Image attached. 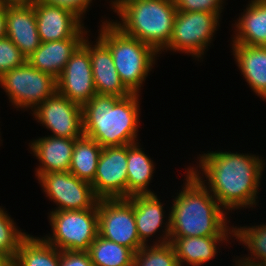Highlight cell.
<instances>
[{
	"label": "cell",
	"instance_id": "1",
	"mask_svg": "<svg viewBox=\"0 0 266 266\" xmlns=\"http://www.w3.org/2000/svg\"><path fill=\"white\" fill-rule=\"evenodd\" d=\"M199 156V166H189L188 170L209 190L227 213L242 207H256L265 168V160H262L261 156L231 151H208ZM205 178L207 180H204Z\"/></svg>",
	"mask_w": 266,
	"mask_h": 266
},
{
	"label": "cell",
	"instance_id": "2",
	"mask_svg": "<svg viewBox=\"0 0 266 266\" xmlns=\"http://www.w3.org/2000/svg\"><path fill=\"white\" fill-rule=\"evenodd\" d=\"M186 171V182L167 214L170 237L233 236L227 212L209 190L188 169Z\"/></svg>",
	"mask_w": 266,
	"mask_h": 266
},
{
	"label": "cell",
	"instance_id": "3",
	"mask_svg": "<svg viewBox=\"0 0 266 266\" xmlns=\"http://www.w3.org/2000/svg\"><path fill=\"white\" fill-rule=\"evenodd\" d=\"M140 94L119 98L94 95L82 106L84 135L102 148L129 145L138 141Z\"/></svg>",
	"mask_w": 266,
	"mask_h": 266
},
{
	"label": "cell",
	"instance_id": "4",
	"mask_svg": "<svg viewBox=\"0 0 266 266\" xmlns=\"http://www.w3.org/2000/svg\"><path fill=\"white\" fill-rule=\"evenodd\" d=\"M119 20L112 23L124 34L151 46L159 55L169 44L176 7L174 0H112Z\"/></svg>",
	"mask_w": 266,
	"mask_h": 266
},
{
	"label": "cell",
	"instance_id": "5",
	"mask_svg": "<svg viewBox=\"0 0 266 266\" xmlns=\"http://www.w3.org/2000/svg\"><path fill=\"white\" fill-rule=\"evenodd\" d=\"M112 21L102 22L98 37L109 47L124 86L131 93L139 94L158 53L137 38L124 34Z\"/></svg>",
	"mask_w": 266,
	"mask_h": 266
},
{
	"label": "cell",
	"instance_id": "6",
	"mask_svg": "<svg viewBox=\"0 0 266 266\" xmlns=\"http://www.w3.org/2000/svg\"><path fill=\"white\" fill-rule=\"evenodd\" d=\"M52 234L43 239L60 251L88 252L98 235L97 203L86 210L50 211Z\"/></svg>",
	"mask_w": 266,
	"mask_h": 266
},
{
	"label": "cell",
	"instance_id": "7",
	"mask_svg": "<svg viewBox=\"0 0 266 266\" xmlns=\"http://www.w3.org/2000/svg\"><path fill=\"white\" fill-rule=\"evenodd\" d=\"M0 86L14 108L23 110H34L57 91L56 79L35 69L28 61L4 72L0 76Z\"/></svg>",
	"mask_w": 266,
	"mask_h": 266
},
{
	"label": "cell",
	"instance_id": "8",
	"mask_svg": "<svg viewBox=\"0 0 266 266\" xmlns=\"http://www.w3.org/2000/svg\"><path fill=\"white\" fill-rule=\"evenodd\" d=\"M221 13L177 11L169 44L164 49L203 59L219 24Z\"/></svg>",
	"mask_w": 266,
	"mask_h": 266
},
{
	"label": "cell",
	"instance_id": "9",
	"mask_svg": "<svg viewBox=\"0 0 266 266\" xmlns=\"http://www.w3.org/2000/svg\"><path fill=\"white\" fill-rule=\"evenodd\" d=\"M98 234L130 248L136 253L144 244L140 241L134 217V206L127 198L98 199Z\"/></svg>",
	"mask_w": 266,
	"mask_h": 266
},
{
	"label": "cell",
	"instance_id": "10",
	"mask_svg": "<svg viewBox=\"0 0 266 266\" xmlns=\"http://www.w3.org/2000/svg\"><path fill=\"white\" fill-rule=\"evenodd\" d=\"M46 197L57 204L53 211L91 209L98 201L92 185L71 172H49L37 179Z\"/></svg>",
	"mask_w": 266,
	"mask_h": 266
},
{
	"label": "cell",
	"instance_id": "11",
	"mask_svg": "<svg viewBox=\"0 0 266 266\" xmlns=\"http://www.w3.org/2000/svg\"><path fill=\"white\" fill-rule=\"evenodd\" d=\"M32 112L37 122L52 131L50 136L78 139L84 135L82 106L57 91Z\"/></svg>",
	"mask_w": 266,
	"mask_h": 266
},
{
	"label": "cell",
	"instance_id": "12",
	"mask_svg": "<svg viewBox=\"0 0 266 266\" xmlns=\"http://www.w3.org/2000/svg\"><path fill=\"white\" fill-rule=\"evenodd\" d=\"M91 185L98 199L127 198V145L102 149Z\"/></svg>",
	"mask_w": 266,
	"mask_h": 266
},
{
	"label": "cell",
	"instance_id": "13",
	"mask_svg": "<svg viewBox=\"0 0 266 266\" xmlns=\"http://www.w3.org/2000/svg\"><path fill=\"white\" fill-rule=\"evenodd\" d=\"M57 92L83 106L96 95L89 51L81 44L56 79Z\"/></svg>",
	"mask_w": 266,
	"mask_h": 266
},
{
	"label": "cell",
	"instance_id": "14",
	"mask_svg": "<svg viewBox=\"0 0 266 266\" xmlns=\"http://www.w3.org/2000/svg\"><path fill=\"white\" fill-rule=\"evenodd\" d=\"M41 42L65 39H84L88 31L82 21L62 7L31 0Z\"/></svg>",
	"mask_w": 266,
	"mask_h": 266
},
{
	"label": "cell",
	"instance_id": "15",
	"mask_svg": "<svg viewBox=\"0 0 266 266\" xmlns=\"http://www.w3.org/2000/svg\"><path fill=\"white\" fill-rule=\"evenodd\" d=\"M95 42L93 45L85 37L82 45L89 51L96 93L119 98L129 96L131 92L120 80L109 47L99 37Z\"/></svg>",
	"mask_w": 266,
	"mask_h": 266
},
{
	"label": "cell",
	"instance_id": "16",
	"mask_svg": "<svg viewBox=\"0 0 266 266\" xmlns=\"http://www.w3.org/2000/svg\"><path fill=\"white\" fill-rule=\"evenodd\" d=\"M6 37L27 59L41 44L34 6L29 3H6Z\"/></svg>",
	"mask_w": 266,
	"mask_h": 266
},
{
	"label": "cell",
	"instance_id": "17",
	"mask_svg": "<svg viewBox=\"0 0 266 266\" xmlns=\"http://www.w3.org/2000/svg\"><path fill=\"white\" fill-rule=\"evenodd\" d=\"M158 198L157 194L133 195L127 198L134 206L138 236L144 245L148 244V237H153L160 227L164 228L163 233L158 237V241H153V244L170 242V217L166 218V221L164 220L166 217L164 216V205Z\"/></svg>",
	"mask_w": 266,
	"mask_h": 266
},
{
	"label": "cell",
	"instance_id": "18",
	"mask_svg": "<svg viewBox=\"0 0 266 266\" xmlns=\"http://www.w3.org/2000/svg\"><path fill=\"white\" fill-rule=\"evenodd\" d=\"M75 139L54 137L48 135L36 138L29 143L31 151L39 164L36 177L49 172H68L73 154Z\"/></svg>",
	"mask_w": 266,
	"mask_h": 266
},
{
	"label": "cell",
	"instance_id": "19",
	"mask_svg": "<svg viewBox=\"0 0 266 266\" xmlns=\"http://www.w3.org/2000/svg\"><path fill=\"white\" fill-rule=\"evenodd\" d=\"M231 46L235 62L249 87L266 100V46Z\"/></svg>",
	"mask_w": 266,
	"mask_h": 266
},
{
	"label": "cell",
	"instance_id": "20",
	"mask_svg": "<svg viewBox=\"0 0 266 266\" xmlns=\"http://www.w3.org/2000/svg\"><path fill=\"white\" fill-rule=\"evenodd\" d=\"M83 40L65 39L41 42L40 46L27 58V61L35 69L48 73L57 79Z\"/></svg>",
	"mask_w": 266,
	"mask_h": 266
},
{
	"label": "cell",
	"instance_id": "21",
	"mask_svg": "<svg viewBox=\"0 0 266 266\" xmlns=\"http://www.w3.org/2000/svg\"><path fill=\"white\" fill-rule=\"evenodd\" d=\"M233 236L170 237L180 266H201L215 258L217 245Z\"/></svg>",
	"mask_w": 266,
	"mask_h": 266
},
{
	"label": "cell",
	"instance_id": "22",
	"mask_svg": "<svg viewBox=\"0 0 266 266\" xmlns=\"http://www.w3.org/2000/svg\"><path fill=\"white\" fill-rule=\"evenodd\" d=\"M235 22L231 44L266 46V0H251Z\"/></svg>",
	"mask_w": 266,
	"mask_h": 266
},
{
	"label": "cell",
	"instance_id": "23",
	"mask_svg": "<svg viewBox=\"0 0 266 266\" xmlns=\"http://www.w3.org/2000/svg\"><path fill=\"white\" fill-rule=\"evenodd\" d=\"M139 142L127 145V198L133 195L156 194L148 189L155 164Z\"/></svg>",
	"mask_w": 266,
	"mask_h": 266
},
{
	"label": "cell",
	"instance_id": "24",
	"mask_svg": "<svg viewBox=\"0 0 266 266\" xmlns=\"http://www.w3.org/2000/svg\"><path fill=\"white\" fill-rule=\"evenodd\" d=\"M13 266H60V250L28 234L19 244Z\"/></svg>",
	"mask_w": 266,
	"mask_h": 266
},
{
	"label": "cell",
	"instance_id": "25",
	"mask_svg": "<svg viewBox=\"0 0 266 266\" xmlns=\"http://www.w3.org/2000/svg\"><path fill=\"white\" fill-rule=\"evenodd\" d=\"M102 149L94 139L85 135L75 139L69 172L81 180L92 183Z\"/></svg>",
	"mask_w": 266,
	"mask_h": 266
},
{
	"label": "cell",
	"instance_id": "26",
	"mask_svg": "<svg viewBox=\"0 0 266 266\" xmlns=\"http://www.w3.org/2000/svg\"><path fill=\"white\" fill-rule=\"evenodd\" d=\"M93 266H133L134 252L97 235L88 250Z\"/></svg>",
	"mask_w": 266,
	"mask_h": 266
},
{
	"label": "cell",
	"instance_id": "27",
	"mask_svg": "<svg viewBox=\"0 0 266 266\" xmlns=\"http://www.w3.org/2000/svg\"><path fill=\"white\" fill-rule=\"evenodd\" d=\"M233 237L250 251V256H243L245 258L241 259L253 264L266 263V223L240 228L233 225Z\"/></svg>",
	"mask_w": 266,
	"mask_h": 266
},
{
	"label": "cell",
	"instance_id": "28",
	"mask_svg": "<svg viewBox=\"0 0 266 266\" xmlns=\"http://www.w3.org/2000/svg\"><path fill=\"white\" fill-rule=\"evenodd\" d=\"M133 266H180L170 242L144 245L135 254Z\"/></svg>",
	"mask_w": 266,
	"mask_h": 266
},
{
	"label": "cell",
	"instance_id": "29",
	"mask_svg": "<svg viewBox=\"0 0 266 266\" xmlns=\"http://www.w3.org/2000/svg\"><path fill=\"white\" fill-rule=\"evenodd\" d=\"M0 206V251L9 255L13 260L19 248L20 242L28 235L18 229L16 223Z\"/></svg>",
	"mask_w": 266,
	"mask_h": 266
},
{
	"label": "cell",
	"instance_id": "30",
	"mask_svg": "<svg viewBox=\"0 0 266 266\" xmlns=\"http://www.w3.org/2000/svg\"><path fill=\"white\" fill-rule=\"evenodd\" d=\"M27 61L19 48L8 38L0 39V76Z\"/></svg>",
	"mask_w": 266,
	"mask_h": 266
},
{
	"label": "cell",
	"instance_id": "31",
	"mask_svg": "<svg viewBox=\"0 0 266 266\" xmlns=\"http://www.w3.org/2000/svg\"><path fill=\"white\" fill-rule=\"evenodd\" d=\"M179 12L204 11L208 13H222L224 0H174Z\"/></svg>",
	"mask_w": 266,
	"mask_h": 266
},
{
	"label": "cell",
	"instance_id": "32",
	"mask_svg": "<svg viewBox=\"0 0 266 266\" xmlns=\"http://www.w3.org/2000/svg\"><path fill=\"white\" fill-rule=\"evenodd\" d=\"M48 5L62 7L77 16L82 22L87 8L91 6L92 0H37Z\"/></svg>",
	"mask_w": 266,
	"mask_h": 266
},
{
	"label": "cell",
	"instance_id": "33",
	"mask_svg": "<svg viewBox=\"0 0 266 266\" xmlns=\"http://www.w3.org/2000/svg\"><path fill=\"white\" fill-rule=\"evenodd\" d=\"M60 266H93L88 252L60 251Z\"/></svg>",
	"mask_w": 266,
	"mask_h": 266
},
{
	"label": "cell",
	"instance_id": "34",
	"mask_svg": "<svg viewBox=\"0 0 266 266\" xmlns=\"http://www.w3.org/2000/svg\"><path fill=\"white\" fill-rule=\"evenodd\" d=\"M6 36V3H0V39Z\"/></svg>",
	"mask_w": 266,
	"mask_h": 266
},
{
	"label": "cell",
	"instance_id": "35",
	"mask_svg": "<svg viewBox=\"0 0 266 266\" xmlns=\"http://www.w3.org/2000/svg\"><path fill=\"white\" fill-rule=\"evenodd\" d=\"M13 261L9 255L0 251V266H13Z\"/></svg>",
	"mask_w": 266,
	"mask_h": 266
},
{
	"label": "cell",
	"instance_id": "36",
	"mask_svg": "<svg viewBox=\"0 0 266 266\" xmlns=\"http://www.w3.org/2000/svg\"><path fill=\"white\" fill-rule=\"evenodd\" d=\"M235 266H263V265H261V264L248 263V262L244 261L241 258H238V260L236 258V260H235Z\"/></svg>",
	"mask_w": 266,
	"mask_h": 266
},
{
	"label": "cell",
	"instance_id": "37",
	"mask_svg": "<svg viewBox=\"0 0 266 266\" xmlns=\"http://www.w3.org/2000/svg\"><path fill=\"white\" fill-rule=\"evenodd\" d=\"M31 0H0V3H8V4H15V3H29Z\"/></svg>",
	"mask_w": 266,
	"mask_h": 266
}]
</instances>
